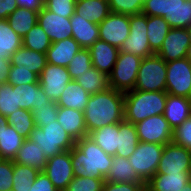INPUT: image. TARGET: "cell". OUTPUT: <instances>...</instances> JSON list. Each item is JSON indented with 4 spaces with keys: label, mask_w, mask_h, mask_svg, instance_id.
<instances>
[{
    "label": "cell",
    "mask_w": 191,
    "mask_h": 191,
    "mask_svg": "<svg viewBox=\"0 0 191 191\" xmlns=\"http://www.w3.org/2000/svg\"><path fill=\"white\" fill-rule=\"evenodd\" d=\"M87 133L124 120V93L108 88L90 95L83 111Z\"/></svg>",
    "instance_id": "1"
},
{
    "label": "cell",
    "mask_w": 191,
    "mask_h": 191,
    "mask_svg": "<svg viewBox=\"0 0 191 191\" xmlns=\"http://www.w3.org/2000/svg\"><path fill=\"white\" fill-rule=\"evenodd\" d=\"M74 176L105 179L113 156L104 152L89 136L75 141L71 148Z\"/></svg>",
    "instance_id": "2"
},
{
    "label": "cell",
    "mask_w": 191,
    "mask_h": 191,
    "mask_svg": "<svg viewBox=\"0 0 191 191\" xmlns=\"http://www.w3.org/2000/svg\"><path fill=\"white\" fill-rule=\"evenodd\" d=\"M166 91L132 90L124 93V120L132 124L165 110Z\"/></svg>",
    "instance_id": "3"
},
{
    "label": "cell",
    "mask_w": 191,
    "mask_h": 191,
    "mask_svg": "<svg viewBox=\"0 0 191 191\" xmlns=\"http://www.w3.org/2000/svg\"><path fill=\"white\" fill-rule=\"evenodd\" d=\"M141 13L163 17L171 28L191 26V0H147Z\"/></svg>",
    "instance_id": "4"
},
{
    "label": "cell",
    "mask_w": 191,
    "mask_h": 191,
    "mask_svg": "<svg viewBox=\"0 0 191 191\" xmlns=\"http://www.w3.org/2000/svg\"><path fill=\"white\" fill-rule=\"evenodd\" d=\"M28 139L38 143L48 158L70 150L75 145V141L57 120L42 127H35Z\"/></svg>",
    "instance_id": "5"
},
{
    "label": "cell",
    "mask_w": 191,
    "mask_h": 191,
    "mask_svg": "<svg viewBox=\"0 0 191 191\" xmlns=\"http://www.w3.org/2000/svg\"><path fill=\"white\" fill-rule=\"evenodd\" d=\"M166 62L157 54L141 60L134 90L166 91Z\"/></svg>",
    "instance_id": "6"
},
{
    "label": "cell",
    "mask_w": 191,
    "mask_h": 191,
    "mask_svg": "<svg viewBox=\"0 0 191 191\" xmlns=\"http://www.w3.org/2000/svg\"><path fill=\"white\" fill-rule=\"evenodd\" d=\"M142 58L132 53L119 51L117 61L109 78V87L126 93L134 90Z\"/></svg>",
    "instance_id": "7"
},
{
    "label": "cell",
    "mask_w": 191,
    "mask_h": 191,
    "mask_svg": "<svg viewBox=\"0 0 191 191\" xmlns=\"http://www.w3.org/2000/svg\"><path fill=\"white\" fill-rule=\"evenodd\" d=\"M163 149L164 145L139 141L128 158L132 169L145 183L156 174Z\"/></svg>",
    "instance_id": "8"
},
{
    "label": "cell",
    "mask_w": 191,
    "mask_h": 191,
    "mask_svg": "<svg viewBox=\"0 0 191 191\" xmlns=\"http://www.w3.org/2000/svg\"><path fill=\"white\" fill-rule=\"evenodd\" d=\"M129 28V36L119 50L132 53L142 59L155 54L150 48L147 36V15L143 13L131 15Z\"/></svg>",
    "instance_id": "9"
},
{
    "label": "cell",
    "mask_w": 191,
    "mask_h": 191,
    "mask_svg": "<svg viewBox=\"0 0 191 191\" xmlns=\"http://www.w3.org/2000/svg\"><path fill=\"white\" fill-rule=\"evenodd\" d=\"M166 92L191 99L190 59L183 58L166 62Z\"/></svg>",
    "instance_id": "10"
},
{
    "label": "cell",
    "mask_w": 191,
    "mask_h": 191,
    "mask_svg": "<svg viewBox=\"0 0 191 191\" xmlns=\"http://www.w3.org/2000/svg\"><path fill=\"white\" fill-rule=\"evenodd\" d=\"M141 142L166 145L172 142L173 130L163 114L147 117L135 124Z\"/></svg>",
    "instance_id": "11"
},
{
    "label": "cell",
    "mask_w": 191,
    "mask_h": 191,
    "mask_svg": "<svg viewBox=\"0 0 191 191\" xmlns=\"http://www.w3.org/2000/svg\"><path fill=\"white\" fill-rule=\"evenodd\" d=\"M191 172V151L173 142L164 145L156 173L182 174Z\"/></svg>",
    "instance_id": "12"
},
{
    "label": "cell",
    "mask_w": 191,
    "mask_h": 191,
    "mask_svg": "<svg viewBox=\"0 0 191 191\" xmlns=\"http://www.w3.org/2000/svg\"><path fill=\"white\" fill-rule=\"evenodd\" d=\"M99 40L120 49L122 43L128 38L130 30V16L110 12L100 23Z\"/></svg>",
    "instance_id": "13"
},
{
    "label": "cell",
    "mask_w": 191,
    "mask_h": 191,
    "mask_svg": "<svg viewBox=\"0 0 191 191\" xmlns=\"http://www.w3.org/2000/svg\"><path fill=\"white\" fill-rule=\"evenodd\" d=\"M44 172L58 191H64L75 177L71 149L48 158Z\"/></svg>",
    "instance_id": "14"
},
{
    "label": "cell",
    "mask_w": 191,
    "mask_h": 191,
    "mask_svg": "<svg viewBox=\"0 0 191 191\" xmlns=\"http://www.w3.org/2000/svg\"><path fill=\"white\" fill-rule=\"evenodd\" d=\"M71 80L67 67L49 63L43 68L39 76V83L44 93L56 103Z\"/></svg>",
    "instance_id": "15"
},
{
    "label": "cell",
    "mask_w": 191,
    "mask_h": 191,
    "mask_svg": "<svg viewBox=\"0 0 191 191\" xmlns=\"http://www.w3.org/2000/svg\"><path fill=\"white\" fill-rule=\"evenodd\" d=\"M189 48L190 42L187 29L171 28L156 54L165 62H169L186 58Z\"/></svg>",
    "instance_id": "16"
},
{
    "label": "cell",
    "mask_w": 191,
    "mask_h": 191,
    "mask_svg": "<svg viewBox=\"0 0 191 191\" xmlns=\"http://www.w3.org/2000/svg\"><path fill=\"white\" fill-rule=\"evenodd\" d=\"M39 25L48 35L51 43L72 37L70 18L47 10L45 7L38 13Z\"/></svg>",
    "instance_id": "17"
},
{
    "label": "cell",
    "mask_w": 191,
    "mask_h": 191,
    "mask_svg": "<svg viewBox=\"0 0 191 191\" xmlns=\"http://www.w3.org/2000/svg\"><path fill=\"white\" fill-rule=\"evenodd\" d=\"M89 51L93 67L109 76L117 61L120 50L105 41L97 40L89 48Z\"/></svg>",
    "instance_id": "18"
},
{
    "label": "cell",
    "mask_w": 191,
    "mask_h": 191,
    "mask_svg": "<svg viewBox=\"0 0 191 191\" xmlns=\"http://www.w3.org/2000/svg\"><path fill=\"white\" fill-rule=\"evenodd\" d=\"M57 121L74 141L88 136L83 111L58 107Z\"/></svg>",
    "instance_id": "19"
},
{
    "label": "cell",
    "mask_w": 191,
    "mask_h": 191,
    "mask_svg": "<svg viewBox=\"0 0 191 191\" xmlns=\"http://www.w3.org/2000/svg\"><path fill=\"white\" fill-rule=\"evenodd\" d=\"M163 116L172 130L175 129L191 116V99L167 93Z\"/></svg>",
    "instance_id": "20"
},
{
    "label": "cell",
    "mask_w": 191,
    "mask_h": 191,
    "mask_svg": "<svg viewBox=\"0 0 191 191\" xmlns=\"http://www.w3.org/2000/svg\"><path fill=\"white\" fill-rule=\"evenodd\" d=\"M72 27V37L77 41L81 48L89 49L99 40L98 24L85 20L80 15L74 13L70 17Z\"/></svg>",
    "instance_id": "21"
},
{
    "label": "cell",
    "mask_w": 191,
    "mask_h": 191,
    "mask_svg": "<svg viewBox=\"0 0 191 191\" xmlns=\"http://www.w3.org/2000/svg\"><path fill=\"white\" fill-rule=\"evenodd\" d=\"M81 46L73 37L51 43L46 52L47 63L67 67Z\"/></svg>",
    "instance_id": "22"
},
{
    "label": "cell",
    "mask_w": 191,
    "mask_h": 191,
    "mask_svg": "<svg viewBox=\"0 0 191 191\" xmlns=\"http://www.w3.org/2000/svg\"><path fill=\"white\" fill-rule=\"evenodd\" d=\"M12 66L29 70L40 76L43 68L47 65L46 54L40 53L24 46L17 49L10 58Z\"/></svg>",
    "instance_id": "23"
},
{
    "label": "cell",
    "mask_w": 191,
    "mask_h": 191,
    "mask_svg": "<svg viewBox=\"0 0 191 191\" xmlns=\"http://www.w3.org/2000/svg\"><path fill=\"white\" fill-rule=\"evenodd\" d=\"M48 157L44 154L39 144L25 139L22 146L18 150L14 163L26 165L44 171Z\"/></svg>",
    "instance_id": "24"
},
{
    "label": "cell",
    "mask_w": 191,
    "mask_h": 191,
    "mask_svg": "<svg viewBox=\"0 0 191 191\" xmlns=\"http://www.w3.org/2000/svg\"><path fill=\"white\" fill-rule=\"evenodd\" d=\"M190 173L183 172L182 174H161L156 173L145 187L148 191H180L183 186L190 182Z\"/></svg>",
    "instance_id": "25"
},
{
    "label": "cell",
    "mask_w": 191,
    "mask_h": 191,
    "mask_svg": "<svg viewBox=\"0 0 191 191\" xmlns=\"http://www.w3.org/2000/svg\"><path fill=\"white\" fill-rule=\"evenodd\" d=\"M17 98L19 107L30 111L35 106L47 105L51 101L44 93L40 83L17 85Z\"/></svg>",
    "instance_id": "26"
},
{
    "label": "cell",
    "mask_w": 191,
    "mask_h": 191,
    "mask_svg": "<svg viewBox=\"0 0 191 191\" xmlns=\"http://www.w3.org/2000/svg\"><path fill=\"white\" fill-rule=\"evenodd\" d=\"M90 94L76 82L71 80L63 90L59 100L58 107L73 108L74 110L84 111L88 103Z\"/></svg>",
    "instance_id": "27"
},
{
    "label": "cell",
    "mask_w": 191,
    "mask_h": 191,
    "mask_svg": "<svg viewBox=\"0 0 191 191\" xmlns=\"http://www.w3.org/2000/svg\"><path fill=\"white\" fill-rule=\"evenodd\" d=\"M75 13L96 24H100L110 13L109 3L103 0H77Z\"/></svg>",
    "instance_id": "28"
},
{
    "label": "cell",
    "mask_w": 191,
    "mask_h": 191,
    "mask_svg": "<svg viewBox=\"0 0 191 191\" xmlns=\"http://www.w3.org/2000/svg\"><path fill=\"white\" fill-rule=\"evenodd\" d=\"M139 143L135 124L123 120L118 123V146L116 156L128 159Z\"/></svg>",
    "instance_id": "29"
},
{
    "label": "cell",
    "mask_w": 191,
    "mask_h": 191,
    "mask_svg": "<svg viewBox=\"0 0 191 191\" xmlns=\"http://www.w3.org/2000/svg\"><path fill=\"white\" fill-rule=\"evenodd\" d=\"M88 136L107 154L115 156L118 146V123L96 129Z\"/></svg>",
    "instance_id": "30"
},
{
    "label": "cell",
    "mask_w": 191,
    "mask_h": 191,
    "mask_svg": "<svg viewBox=\"0 0 191 191\" xmlns=\"http://www.w3.org/2000/svg\"><path fill=\"white\" fill-rule=\"evenodd\" d=\"M105 180L109 182H144L132 169L128 159L116 155L113 156V162Z\"/></svg>",
    "instance_id": "31"
},
{
    "label": "cell",
    "mask_w": 191,
    "mask_h": 191,
    "mask_svg": "<svg viewBox=\"0 0 191 191\" xmlns=\"http://www.w3.org/2000/svg\"><path fill=\"white\" fill-rule=\"evenodd\" d=\"M7 21L20 37H24L37 24L38 12L18 7L8 16Z\"/></svg>",
    "instance_id": "32"
},
{
    "label": "cell",
    "mask_w": 191,
    "mask_h": 191,
    "mask_svg": "<svg viewBox=\"0 0 191 191\" xmlns=\"http://www.w3.org/2000/svg\"><path fill=\"white\" fill-rule=\"evenodd\" d=\"M171 30L165 18L160 16H147V36L151 50L156 54Z\"/></svg>",
    "instance_id": "33"
},
{
    "label": "cell",
    "mask_w": 191,
    "mask_h": 191,
    "mask_svg": "<svg viewBox=\"0 0 191 191\" xmlns=\"http://www.w3.org/2000/svg\"><path fill=\"white\" fill-rule=\"evenodd\" d=\"M21 46L22 37L11 28L7 19H0V58L10 59Z\"/></svg>",
    "instance_id": "34"
},
{
    "label": "cell",
    "mask_w": 191,
    "mask_h": 191,
    "mask_svg": "<svg viewBox=\"0 0 191 191\" xmlns=\"http://www.w3.org/2000/svg\"><path fill=\"white\" fill-rule=\"evenodd\" d=\"M25 138L22 137L13 126L8 125L4 128L0 137V159L13 160Z\"/></svg>",
    "instance_id": "35"
},
{
    "label": "cell",
    "mask_w": 191,
    "mask_h": 191,
    "mask_svg": "<svg viewBox=\"0 0 191 191\" xmlns=\"http://www.w3.org/2000/svg\"><path fill=\"white\" fill-rule=\"evenodd\" d=\"M75 80L90 95H94L109 88L108 76L100 72L95 67H91L88 71L77 77Z\"/></svg>",
    "instance_id": "36"
},
{
    "label": "cell",
    "mask_w": 191,
    "mask_h": 191,
    "mask_svg": "<svg viewBox=\"0 0 191 191\" xmlns=\"http://www.w3.org/2000/svg\"><path fill=\"white\" fill-rule=\"evenodd\" d=\"M39 173L40 171L36 168L13 162V184L11 191H29Z\"/></svg>",
    "instance_id": "37"
},
{
    "label": "cell",
    "mask_w": 191,
    "mask_h": 191,
    "mask_svg": "<svg viewBox=\"0 0 191 191\" xmlns=\"http://www.w3.org/2000/svg\"><path fill=\"white\" fill-rule=\"evenodd\" d=\"M22 46L46 54L51 46V41L39 23H37L24 37H22Z\"/></svg>",
    "instance_id": "38"
},
{
    "label": "cell",
    "mask_w": 191,
    "mask_h": 191,
    "mask_svg": "<svg viewBox=\"0 0 191 191\" xmlns=\"http://www.w3.org/2000/svg\"><path fill=\"white\" fill-rule=\"evenodd\" d=\"M7 121L25 139L29 137L30 133L36 127L31 111L22 108L8 115Z\"/></svg>",
    "instance_id": "39"
},
{
    "label": "cell",
    "mask_w": 191,
    "mask_h": 191,
    "mask_svg": "<svg viewBox=\"0 0 191 191\" xmlns=\"http://www.w3.org/2000/svg\"><path fill=\"white\" fill-rule=\"evenodd\" d=\"M20 109L17 98V85L9 83L0 85V113L7 117Z\"/></svg>",
    "instance_id": "40"
},
{
    "label": "cell",
    "mask_w": 191,
    "mask_h": 191,
    "mask_svg": "<svg viewBox=\"0 0 191 191\" xmlns=\"http://www.w3.org/2000/svg\"><path fill=\"white\" fill-rule=\"evenodd\" d=\"M92 65L89 49L81 48L67 66L68 73L72 80L88 71Z\"/></svg>",
    "instance_id": "41"
},
{
    "label": "cell",
    "mask_w": 191,
    "mask_h": 191,
    "mask_svg": "<svg viewBox=\"0 0 191 191\" xmlns=\"http://www.w3.org/2000/svg\"><path fill=\"white\" fill-rule=\"evenodd\" d=\"M31 113L36 127H42L57 120L58 105L51 100L47 105L35 106Z\"/></svg>",
    "instance_id": "42"
},
{
    "label": "cell",
    "mask_w": 191,
    "mask_h": 191,
    "mask_svg": "<svg viewBox=\"0 0 191 191\" xmlns=\"http://www.w3.org/2000/svg\"><path fill=\"white\" fill-rule=\"evenodd\" d=\"M105 179L75 176L64 191H102Z\"/></svg>",
    "instance_id": "43"
},
{
    "label": "cell",
    "mask_w": 191,
    "mask_h": 191,
    "mask_svg": "<svg viewBox=\"0 0 191 191\" xmlns=\"http://www.w3.org/2000/svg\"><path fill=\"white\" fill-rule=\"evenodd\" d=\"M7 83H9L12 86L39 83V76L32 71L20 69L16 66H11L7 78Z\"/></svg>",
    "instance_id": "44"
},
{
    "label": "cell",
    "mask_w": 191,
    "mask_h": 191,
    "mask_svg": "<svg viewBox=\"0 0 191 191\" xmlns=\"http://www.w3.org/2000/svg\"><path fill=\"white\" fill-rule=\"evenodd\" d=\"M109 8L110 12L131 16L140 14L143 4L136 0H111L109 2Z\"/></svg>",
    "instance_id": "45"
},
{
    "label": "cell",
    "mask_w": 191,
    "mask_h": 191,
    "mask_svg": "<svg viewBox=\"0 0 191 191\" xmlns=\"http://www.w3.org/2000/svg\"><path fill=\"white\" fill-rule=\"evenodd\" d=\"M172 142L191 151V116L173 129Z\"/></svg>",
    "instance_id": "46"
},
{
    "label": "cell",
    "mask_w": 191,
    "mask_h": 191,
    "mask_svg": "<svg viewBox=\"0 0 191 191\" xmlns=\"http://www.w3.org/2000/svg\"><path fill=\"white\" fill-rule=\"evenodd\" d=\"M76 0H45L44 7L56 14L70 18L75 13Z\"/></svg>",
    "instance_id": "47"
},
{
    "label": "cell",
    "mask_w": 191,
    "mask_h": 191,
    "mask_svg": "<svg viewBox=\"0 0 191 191\" xmlns=\"http://www.w3.org/2000/svg\"><path fill=\"white\" fill-rule=\"evenodd\" d=\"M13 182V160L0 159V191H11Z\"/></svg>",
    "instance_id": "48"
},
{
    "label": "cell",
    "mask_w": 191,
    "mask_h": 191,
    "mask_svg": "<svg viewBox=\"0 0 191 191\" xmlns=\"http://www.w3.org/2000/svg\"><path fill=\"white\" fill-rule=\"evenodd\" d=\"M145 182H109L104 181L102 191H142Z\"/></svg>",
    "instance_id": "49"
},
{
    "label": "cell",
    "mask_w": 191,
    "mask_h": 191,
    "mask_svg": "<svg viewBox=\"0 0 191 191\" xmlns=\"http://www.w3.org/2000/svg\"><path fill=\"white\" fill-rule=\"evenodd\" d=\"M29 191H58L44 171H40Z\"/></svg>",
    "instance_id": "50"
},
{
    "label": "cell",
    "mask_w": 191,
    "mask_h": 191,
    "mask_svg": "<svg viewBox=\"0 0 191 191\" xmlns=\"http://www.w3.org/2000/svg\"><path fill=\"white\" fill-rule=\"evenodd\" d=\"M17 8L16 0H0V19H7Z\"/></svg>",
    "instance_id": "51"
},
{
    "label": "cell",
    "mask_w": 191,
    "mask_h": 191,
    "mask_svg": "<svg viewBox=\"0 0 191 191\" xmlns=\"http://www.w3.org/2000/svg\"><path fill=\"white\" fill-rule=\"evenodd\" d=\"M17 5L20 8H26L28 10L40 12L44 8L43 0H16Z\"/></svg>",
    "instance_id": "52"
},
{
    "label": "cell",
    "mask_w": 191,
    "mask_h": 191,
    "mask_svg": "<svg viewBox=\"0 0 191 191\" xmlns=\"http://www.w3.org/2000/svg\"><path fill=\"white\" fill-rule=\"evenodd\" d=\"M11 66L12 64L10 59L0 58V85L7 83V78H8Z\"/></svg>",
    "instance_id": "53"
},
{
    "label": "cell",
    "mask_w": 191,
    "mask_h": 191,
    "mask_svg": "<svg viewBox=\"0 0 191 191\" xmlns=\"http://www.w3.org/2000/svg\"><path fill=\"white\" fill-rule=\"evenodd\" d=\"M8 125L9 123L7 121V117L0 113V137L3 134L4 128H6Z\"/></svg>",
    "instance_id": "54"
},
{
    "label": "cell",
    "mask_w": 191,
    "mask_h": 191,
    "mask_svg": "<svg viewBox=\"0 0 191 191\" xmlns=\"http://www.w3.org/2000/svg\"><path fill=\"white\" fill-rule=\"evenodd\" d=\"M180 191H191V181L184 185Z\"/></svg>",
    "instance_id": "55"
},
{
    "label": "cell",
    "mask_w": 191,
    "mask_h": 191,
    "mask_svg": "<svg viewBox=\"0 0 191 191\" xmlns=\"http://www.w3.org/2000/svg\"><path fill=\"white\" fill-rule=\"evenodd\" d=\"M187 29L188 35H189V42H190V46H191V26H189Z\"/></svg>",
    "instance_id": "56"
},
{
    "label": "cell",
    "mask_w": 191,
    "mask_h": 191,
    "mask_svg": "<svg viewBox=\"0 0 191 191\" xmlns=\"http://www.w3.org/2000/svg\"><path fill=\"white\" fill-rule=\"evenodd\" d=\"M188 59H190V65H191V46L188 50V56H187Z\"/></svg>",
    "instance_id": "57"
},
{
    "label": "cell",
    "mask_w": 191,
    "mask_h": 191,
    "mask_svg": "<svg viewBox=\"0 0 191 191\" xmlns=\"http://www.w3.org/2000/svg\"><path fill=\"white\" fill-rule=\"evenodd\" d=\"M136 1H140L142 4H144L147 0H136Z\"/></svg>",
    "instance_id": "58"
}]
</instances>
